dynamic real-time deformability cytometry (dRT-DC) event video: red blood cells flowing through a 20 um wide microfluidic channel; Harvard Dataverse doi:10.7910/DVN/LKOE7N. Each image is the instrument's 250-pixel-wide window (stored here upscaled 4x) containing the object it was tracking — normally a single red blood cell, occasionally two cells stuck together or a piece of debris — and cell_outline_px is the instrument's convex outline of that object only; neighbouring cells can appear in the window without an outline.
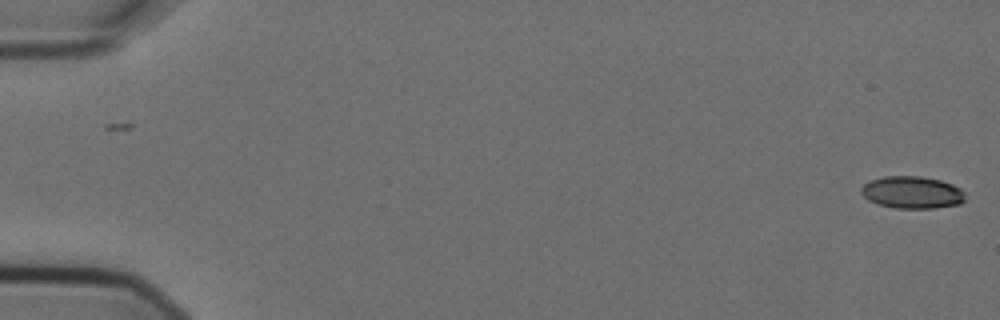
{"species": "Egyptian fruit bat (a non-hibernating species)", "species_latin": "Rousettus aegyptiacus", "temperature_condition": "cold", "stored_images_in_passage": 6, "segment_of_instrument_passage": [1, 2], "camera_frame_rate_fps": 3000, "um_per_image_px": 0.085, "animal": {"sex": "female"}, "frame": {"image": 1, "passage_image": 1, "time_ms": 0.0, "image_size_px": [1000, 320], "cell_outline_px": [[964, 200], [960, 204], [932, 208], [896, 208], [876, 204], [868, 200], [860, 192], [860, 188], [868, 180], [884, 176], [920, 176], [940, 180], [952, 184], [960, 188], [964, 192]], "centroid_in_image_um": [77.49, 16.35], "position_along_channel_um": 7.5, "area_um2": 19.65}}
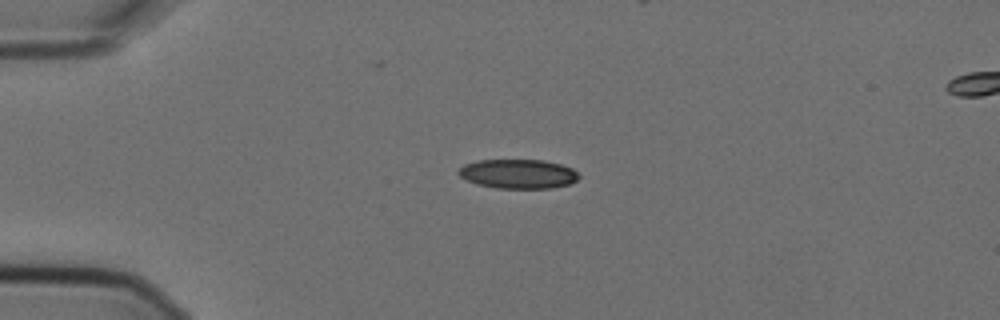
{"frame": {"image": 2, "passage_image": 4, "time_ms": 1.0, "image_size_px": [1000, 320], "cell_outline_px": [[580, 176], [576, 180], [568, 184], [552, 188], [496, 188], [476, 184], [460, 176], [456, 172], [464, 164], [480, 160], [544, 160], [560, 164], [572, 168]], "centroid_in_image_um": [44.03, 14.78], "position_along_channel_um": 41.0, "area_um2": 20.46}}